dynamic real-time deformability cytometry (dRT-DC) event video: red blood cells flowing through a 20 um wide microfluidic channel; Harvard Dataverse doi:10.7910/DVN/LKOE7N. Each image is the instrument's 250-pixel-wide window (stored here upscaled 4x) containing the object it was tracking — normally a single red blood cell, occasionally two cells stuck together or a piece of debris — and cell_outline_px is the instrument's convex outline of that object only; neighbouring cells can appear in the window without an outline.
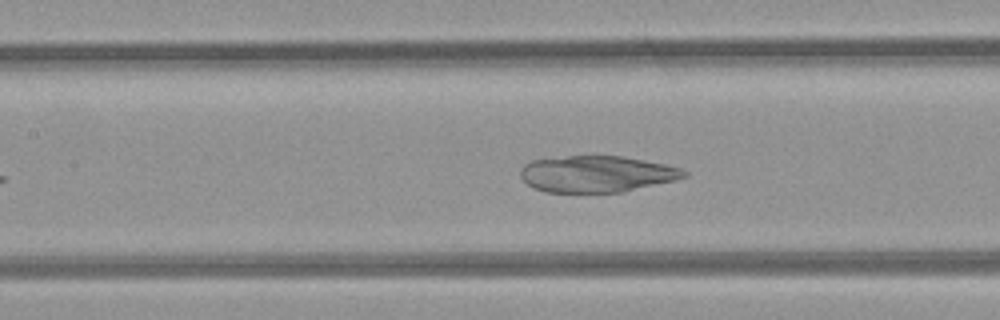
{"species": "common noctule bat (a hibernating species)", "species_latin": "Nyctalus noctula", "temperature_condition": "room temperature", "stored_images_in_passage": 5, "segment_of_instrument_passage": [2, 2], "camera_frame_rate_fps": 3000, "um_per_image_px": 0.085, "animal": {"sex": "female", "body_mass_g": 21.9}, "frame": {"image": 1, "passage_image": 5, "time_ms": 1.333, "image_size_px": [1000, 320], "cell_outline_px": [[688, 176], [672, 180], [620, 192], [544, 192], [528, 184], [520, 176], [520, 168], [524, 164], [532, 160], [568, 156], [620, 156], [664, 164], [680, 168], [688, 172]], "centroid_in_image_um": [50.67, 14.78], "position_along_channel_um": 156.7, "area_um2": 34.28}}